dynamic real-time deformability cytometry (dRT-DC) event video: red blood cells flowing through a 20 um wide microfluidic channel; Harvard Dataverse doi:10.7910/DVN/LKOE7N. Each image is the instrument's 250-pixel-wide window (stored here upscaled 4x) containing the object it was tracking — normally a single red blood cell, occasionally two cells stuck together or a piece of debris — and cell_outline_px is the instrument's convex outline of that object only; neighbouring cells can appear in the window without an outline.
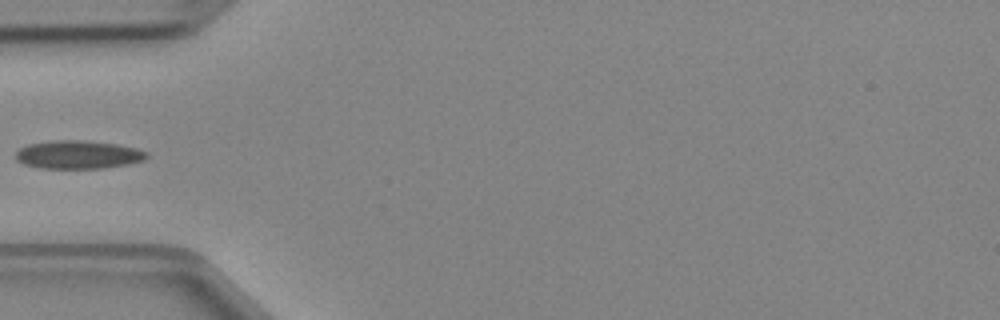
{"species": "Egyptian fruit bat (a non-hibernating species)", "species_latin": "Rousettus aegyptiacus", "temperature_condition": "cold", "stored_images_in_passage": 4, "camera_frame_rate_fps": 3000, "um_per_image_px": 0.085, "animal": {"sex": "female"}, "frame": {"image": 1, "passage_image": 4, "time_ms": 1.0, "image_size_px": [1000, 320], "cell_outline_px": [[148, 156], [144, 160], [128, 164], [104, 168], [40, 168], [24, 164], [16, 160], [16, 152], [20, 148], [28, 144], [52, 140], [84, 140], [116, 144], [136, 148], [148, 152]], "centroid_in_image_um": [6.64, 13.14], "position_along_channel_um": 78.4, "area_um2": 21.62}}